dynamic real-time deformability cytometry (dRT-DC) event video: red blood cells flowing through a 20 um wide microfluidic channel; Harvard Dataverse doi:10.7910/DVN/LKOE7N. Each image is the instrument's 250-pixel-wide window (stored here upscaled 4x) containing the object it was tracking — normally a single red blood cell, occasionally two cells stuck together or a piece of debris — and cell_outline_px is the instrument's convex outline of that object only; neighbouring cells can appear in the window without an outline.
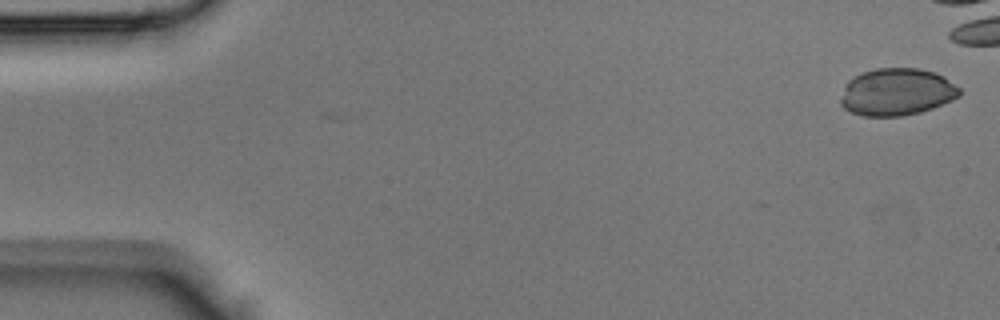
{"species": "Egyptian fruit bat (a non-hibernating species)", "species_latin": "Rousettus aegyptiacus", "temperature_condition": "room temperature", "stored_images_in_passage": 36, "camera_frame_rate_fps": 3000, "um_per_image_px": 0.085, "animal": {"sex": "male"}, "frame": {"image": 1, "passage_image": 1, "time_ms": 0.0, "image_size_px": [1000, 320], "cell_outline_px": [[960, 96], [952, 100], [932, 108], [920, 112], [904, 116], [860, 116], [844, 108], [840, 104], [840, 100], [844, 88], [848, 80], [852, 76], [860, 72], [876, 68], [920, 68], [944, 76], [960, 88]], "centroid_in_image_um": [76.2, 7.81], "position_along_channel_um": 8.8, "area_um2": 32.95}}
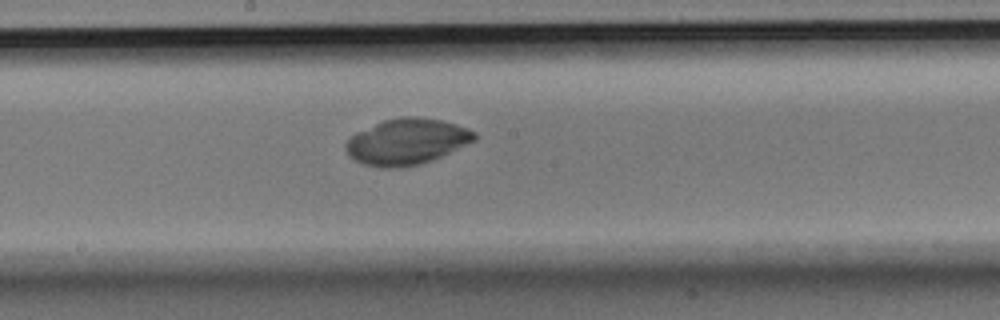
{"frame": {"image": 2, "passage_image": 23, "time_ms": 7.333, "image_size_px": [1000, 320], "cell_outline_px": [[476, 140], [432, 160], [420, 164], [404, 168], [380, 168], [364, 164], [348, 156], [344, 148], [344, 144], [356, 132], [384, 120], [404, 116], [416, 116], [440, 120], [456, 124], [468, 128], [476, 132]], "centroid_in_image_um": [34.56, 12.05], "position_along_channel_um": 213.6, "area_um2": 34.56}}
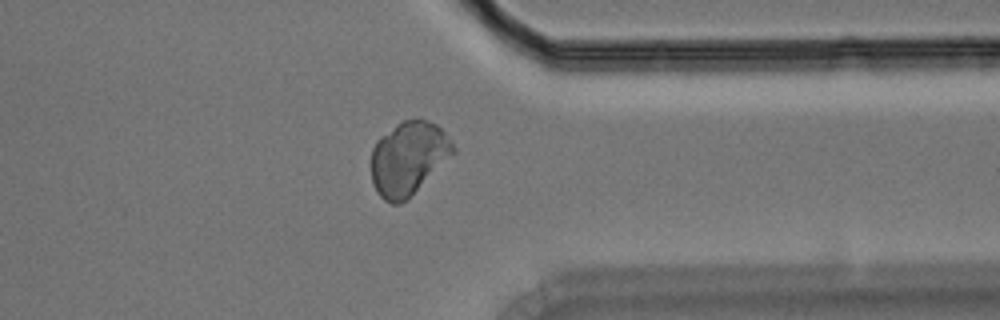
{"frame": {"image": 3, "passage_image": 34, "time_ms": 11.0, "image_size_px": [1000, 320], "cell_outline_px": [[456, 152], [408, 200], [400, 204], [392, 204], [384, 200], [376, 192], [372, 184], [372, 148], [376, 140], [380, 136], [396, 124], [404, 120], [416, 116], [420, 116], [436, 124], [452, 140], [456, 148]], "centroid_in_image_um": [34.73, 13.44], "position_along_channel_um": 376.7, "area_um2": 35.84}}